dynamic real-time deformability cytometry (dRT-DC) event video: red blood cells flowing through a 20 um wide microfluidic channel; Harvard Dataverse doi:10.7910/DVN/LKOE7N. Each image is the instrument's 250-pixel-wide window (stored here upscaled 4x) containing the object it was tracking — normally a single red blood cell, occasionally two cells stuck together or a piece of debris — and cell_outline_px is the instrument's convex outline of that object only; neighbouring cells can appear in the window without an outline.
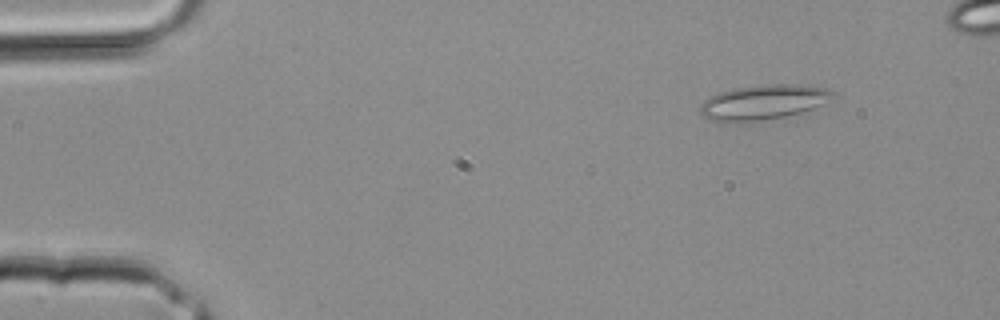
{"species": "common noctule bat (a hibernating species)", "species_latin": "Nyctalus noctula", "temperature_condition": "room temperature", "stored_images_in_passage": 37, "camera_frame_rate_fps": 3000, "um_per_image_px": 0.085, "animal": {"sex": "male", "body_mass_g": 20.4}, "frame": {"image": 1, "passage_image": 5, "time_ms": 1.333, "image_size_px": [1000, 320], "cell_outline_px": [[836, 92], [820, 104], [812, 108], [800, 112], [784, 116], [756, 120], [712, 120], [704, 116], [700, 112], [700, 104], [704, 100], [720, 92], [736, 88], [772, 84], [796, 84], [828, 88]], "centroid_in_image_um": [64.88, 8.65], "position_along_channel_um": 20.1, "area_um2": 25.84}}
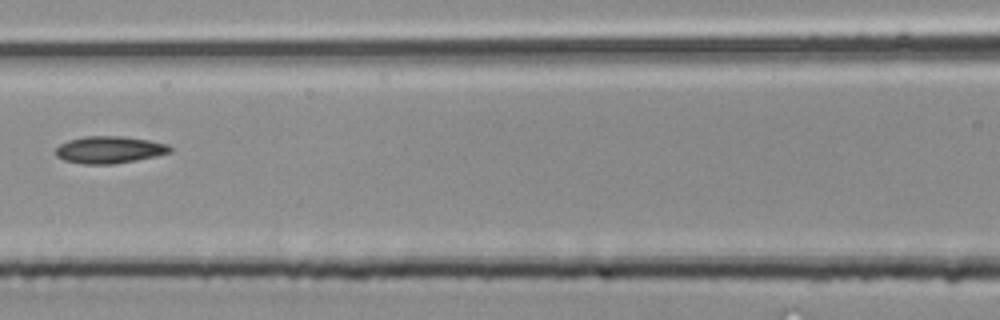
{"frame": {"image": 2, "passage_image": 18, "time_ms": 5.667, "image_size_px": [1000, 320], "cell_outline_px": [[172, 152], [156, 156], [136, 160], [112, 164], [84, 164], [64, 160], [56, 156], [56, 148], [60, 144], [68, 140], [84, 136], [124, 136], [148, 140], [168, 144], [172, 148]], "centroid_in_image_um": [9.31, 12.72], "position_along_channel_um": 157.3, "area_um2": 18.09}}
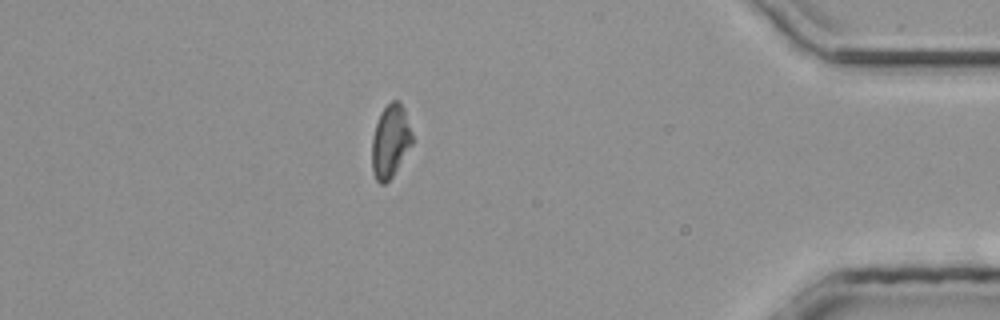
{"frame": {"image": 3, "passage_image": 34, "time_ms": 11.0, "image_size_px": [1000, 320], "cell_outline_px": [[412, 144], [392, 176], [384, 184], [380, 184], [376, 180], [372, 172], [372, 136], [380, 112], [392, 100], [396, 100], [404, 108], [412, 132]], "centroid_in_image_um": [33.17, 12.0], "position_along_channel_um": 402.0, "area_um2": 16.99}}